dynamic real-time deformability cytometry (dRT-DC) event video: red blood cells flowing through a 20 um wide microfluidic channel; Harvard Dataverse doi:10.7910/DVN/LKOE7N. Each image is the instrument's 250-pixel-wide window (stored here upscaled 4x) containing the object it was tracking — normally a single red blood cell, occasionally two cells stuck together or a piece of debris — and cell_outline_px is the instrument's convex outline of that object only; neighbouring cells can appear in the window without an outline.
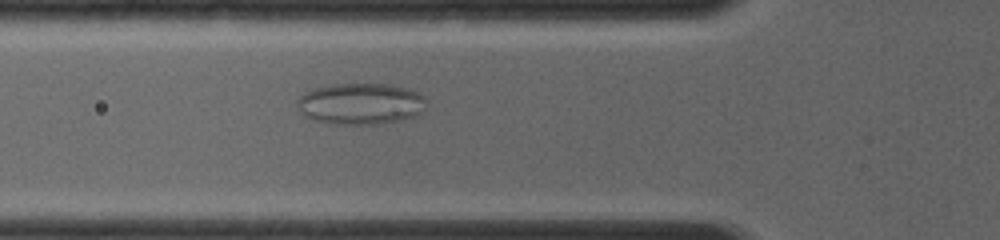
{"species": "common noctule bat (a hibernating species)", "species_latin": "Nyctalus noctula", "temperature_condition": "room temperature", "stored_images_in_passage": 28, "camera_frame_rate_fps": 4000, "um_per_image_px": 0.085, "animal": {"sex": "female", "body_mass_g": 19.0, "forearm_length_mm": 56.7}, "frame": {"image": 1, "passage_image": 6, "time_ms": 2.0, "image_size_px": [1000, 240], "cell_outline_px": [[428, 100], [424, 112], [416, 116], [380, 124], [332, 124], [312, 120], [304, 116], [296, 108], [296, 100], [304, 92], [316, 88], [332, 84], [388, 84], [408, 88], [420, 92]], "centroid_in_image_um": [30.67, 8.82], "position_along_channel_um": 95.1, "area_um2": 31.73}}
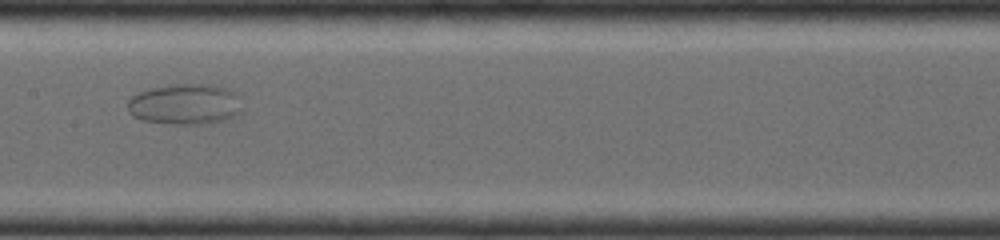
{"frame": {"image": 2, "passage_image": 12, "time_ms": 4.25, "image_size_px": [1000, 240], "cell_outline_px": [[244, 112], [228, 120], [208, 124], [172, 124], [140, 120], [132, 116], [128, 112], [128, 100], [132, 96], [140, 92], [152, 88], [176, 84], [216, 84], [228, 88], [236, 92]], "centroid_in_image_um": [15.79, 8.87], "position_along_channel_um": 191.6, "area_um2": 27.8}}
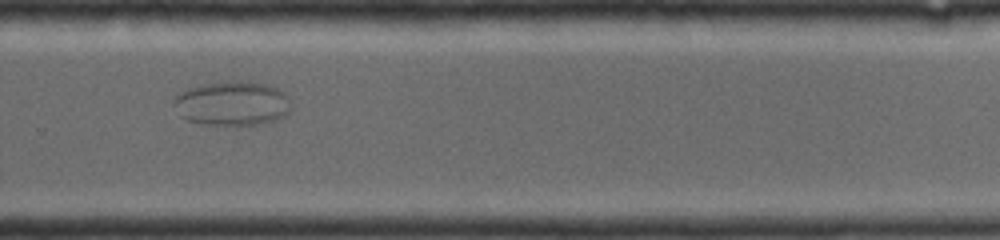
{"frame": {"image": 3, "passage_image": 19, "time_ms": 7.0, "image_size_px": [1000, 240], "cell_outline_px": [[288, 112], [284, 116], [276, 120], [256, 124], [204, 124], [188, 120], [180, 116], [176, 100], [176, 96], [184, 88], [200, 84], [236, 80], [248, 80], [264, 84], [276, 88], [284, 92], [288, 108]], "centroid_in_image_um": [19.71, 8.76], "position_along_channel_um": 310.1, "area_um2": 29.82}}